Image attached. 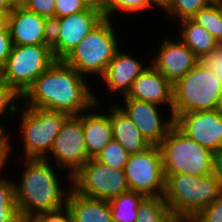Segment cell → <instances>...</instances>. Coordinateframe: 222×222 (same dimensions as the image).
<instances>
[{"mask_svg": "<svg viewBox=\"0 0 222 222\" xmlns=\"http://www.w3.org/2000/svg\"><path fill=\"white\" fill-rule=\"evenodd\" d=\"M9 15L0 14V32L5 31L8 28Z\"/></svg>", "mask_w": 222, "mask_h": 222, "instance_id": "cell-42", "label": "cell"}, {"mask_svg": "<svg viewBox=\"0 0 222 222\" xmlns=\"http://www.w3.org/2000/svg\"><path fill=\"white\" fill-rule=\"evenodd\" d=\"M18 161L25 163V168L19 183L14 182L15 201L24 222L35 214L58 210L66 205L71 185L63 188L49 159H25L20 155Z\"/></svg>", "mask_w": 222, "mask_h": 222, "instance_id": "cell-2", "label": "cell"}, {"mask_svg": "<svg viewBox=\"0 0 222 222\" xmlns=\"http://www.w3.org/2000/svg\"><path fill=\"white\" fill-rule=\"evenodd\" d=\"M220 101H221V109H222V87H221Z\"/></svg>", "mask_w": 222, "mask_h": 222, "instance_id": "cell-46", "label": "cell"}, {"mask_svg": "<svg viewBox=\"0 0 222 222\" xmlns=\"http://www.w3.org/2000/svg\"><path fill=\"white\" fill-rule=\"evenodd\" d=\"M55 61L50 44L13 45L0 78L22 95Z\"/></svg>", "mask_w": 222, "mask_h": 222, "instance_id": "cell-8", "label": "cell"}, {"mask_svg": "<svg viewBox=\"0 0 222 222\" xmlns=\"http://www.w3.org/2000/svg\"><path fill=\"white\" fill-rule=\"evenodd\" d=\"M10 136L7 135L1 142H0V172L4 171L3 169H5L4 167H6V165L8 164L7 160L9 159L8 157H10V151L11 150V139H9ZM9 155V156H8ZM3 178L0 174V179Z\"/></svg>", "mask_w": 222, "mask_h": 222, "instance_id": "cell-37", "label": "cell"}, {"mask_svg": "<svg viewBox=\"0 0 222 222\" xmlns=\"http://www.w3.org/2000/svg\"><path fill=\"white\" fill-rule=\"evenodd\" d=\"M15 181L0 179V222H24L15 201Z\"/></svg>", "mask_w": 222, "mask_h": 222, "instance_id": "cell-25", "label": "cell"}, {"mask_svg": "<svg viewBox=\"0 0 222 222\" xmlns=\"http://www.w3.org/2000/svg\"><path fill=\"white\" fill-rule=\"evenodd\" d=\"M159 45L158 54L152 59L151 65L163 74L172 85L199 62L192 50L180 39L164 38Z\"/></svg>", "mask_w": 222, "mask_h": 222, "instance_id": "cell-16", "label": "cell"}, {"mask_svg": "<svg viewBox=\"0 0 222 222\" xmlns=\"http://www.w3.org/2000/svg\"><path fill=\"white\" fill-rule=\"evenodd\" d=\"M95 106L99 107L100 105L96 103L91 108L92 112L88 110V112L82 113L83 132L89 159H94L113 139L111 107H109L107 114L101 111L95 113V109H97Z\"/></svg>", "mask_w": 222, "mask_h": 222, "instance_id": "cell-19", "label": "cell"}, {"mask_svg": "<svg viewBox=\"0 0 222 222\" xmlns=\"http://www.w3.org/2000/svg\"><path fill=\"white\" fill-rule=\"evenodd\" d=\"M104 19L103 12L89 7L52 20L50 45L55 60H63Z\"/></svg>", "mask_w": 222, "mask_h": 222, "instance_id": "cell-11", "label": "cell"}, {"mask_svg": "<svg viewBox=\"0 0 222 222\" xmlns=\"http://www.w3.org/2000/svg\"><path fill=\"white\" fill-rule=\"evenodd\" d=\"M25 107L21 113L23 158L48 160L53 142L69 114L43 108ZM49 154V155H48Z\"/></svg>", "mask_w": 222, "mask_h": 222, "instance_id": "cell-7", "label": "cell"}, {"mask_svg": "<svg viewBox=\"0 0 222 222\" xmlns=\"http://www.w3.org/2000/svg\"><path fill=\"white\" fill-rule=\"evenodd\" d=\"M150 2L152 7L159 6V8H161V11L164 10L163 12H165L172 4V0H150Z\"/></svg>", "mask_w": 222, "mask_h": 222, "instance_id": "cell-41", "label": "cell"}, {"mask_svg": "<svg viewBox=\"0 0 222 222\" xmlns=\"http://www.w3.org/2000/svg\"><path fill=\"white\" fill-rule=\"evenodd\" d=\"M136 222H178L169 212L163 196L146 197L138 208Z\"/></svg>", "mask_w": 222, "mask_h": 222, "instance_id": "cell-24", "label": "cell"}, {"mask_svg": "<svg viewBox=\"0 0 222 222\" xmlns=\"http://www.w3.org/2000/svg\"><path fill=\"white\" fill-rule=\"evenodd\" d=\"M189 222H222V194Z\"/></svg>", "mask_w": 222, "mask_h": 222, "instance_id": "cell-31", "label": "cell"}, {"mask_svg": "<svg viewBox=\"0 0 222 222\" xmlns=\"http://www.w3.org/2000/svg\"><path fill=\"white\" fill-rule=\"evenodd\" d=\"M118 49L113 59L108 64L101 79L104 80L109 93L116 94L121 92L122 96L126 95L131 89L134 80L146 69L147 65L140 60L135 59L127 52Z\"/></svg>", "mask_w": 222, "mask_h": 222, "instance_id": "cell-18", "label": "cell"}, {"mask_svg": "<svg viewBox=\"0 0 222 222\" xmlns=\"http://www.w3.org/2000/svg\"><path fill=\"white\" fill-rule=\"evenodd\" d=\"M123 99L125 106L118 108L135 123L151 145H159L174 126L172 114L170 113V117L166 119L163 117L164 114L160 113L161 108L157 104L132 98Z\"/></svg>", "mask_w": 222, "mask_h": 222, "instance_id": "cell-14", "label": "cell"}, {"mask_svg": "<svg viewBox=\"0 0 222 222\" xmlns=\"http://www.w3.org/2000/svg\"><path fill=\"white\" fill-rule=\"evenodd\" d=\"M129 155L118 141L112 139L95 159L112 168L124 170Z\"/></svg>", "mask_w": 222, "mask_h": 222, "instance_id": "cell-28", "label": "cell"}, {"mask_svg": "<svg viewBox=\"0 0 222 222\" xmlns=\"http://www.w3.org/2000/svg\"><path fill=\"white\" fill-rule=\"evenodd\" d=\"M111 126L113 139L118 141L129 154L144 152L151 144L142 136L135 123L111 103Z\"/></svg>", "mask_w": 222, "mask_h": 222, "instance_id": "cell-21", "label": "cell"}, {"mask_svg": "<svg viewBox=\"0 0 222 222\" xmlns=\"http://www.w3.org/2000/svg\"><path fill=\"white\" fill-rule=\"evenodd\" d=\"M13 7L12 0H0V14L9 15Z\"/></svg>", "mask_w": 222, "mask_h": 222, "instance_id": "cell-40", "label": "cell"}, {"mask_svg": "<svg viewBox=\"0 0 222 222\" xmlns=\"http://www.w3.org/2000/svg\"><path fill=\"white\" fill-rule=\"evenodd\" d=\"M220 7L221 11H222V0H214Z\"/></svg>", "mask_w": 222, "mask_h": 222, "instance_id": "cell-45", "label": "cell"}, {"mask_svg": "<svg viewBox=\"0 0 222 222\" xmlns=\"http://www.w3.org/2000/svg\"><path fill=\"white\" fill-rule=\"evenodd\" d=\"M19 102H21V95L0 78V118L2 116L5 118L7 117L6 115L14 118L17 115L16 113H19L18 111L24 108L23 105L18 104Z\"/></svg>", "mask_w": 222, "mask_h": 222, "instance_id": "cell-29", "label": "cell"}, {"mask_svg": "<svg viewBox=\"0 0 222 222\" xmlns=\"http://www.w3.org/2000/svg\"><path fill=\"white\" fill-rule=\"evenodd\" d=\"M8 29L13 45L50 44L51 21L44 16L14 6L8 17Z\"/></svg>", "mask_w": 222, "mask_h": 222, "instance_id": "cell-15", "label": "cell"}, {"mask_svg": "<svg viewBox=\"0 0 222 222\" xmlns=\"http://www.w3.org/2000/svg\"><path fill=\"white\" fill-rule=\"evenodd\" d=\"M72 182V183H71ZM71 187L90 198L110 200L129 191L125 171L89 159L72 177Z\"/></svg>", "mask_w": 222, "mask_h": 222, "instance_id": "cell-9", "label": "cell"}, {"mask_svg": "<svg viewBox=\"0 0 222 222\" xmlns=\"http://www.w3.org/2000/svg\"><path fill=\"white\" fill-rule=\"evenodd\" d=\"M54 163L59 171H67V177H71L89 160L84 138L82 113L78 116H70L56 136L50 150ZM61 169V170H60Z\"/></svg>", "mask_w": 222, "mask_h": 222, "instance_id": "cell-12", "label": "cell"}, {"mask_svg": "<svg viewBox=\"0 0 222 222\" xmlns=\"http://www.w3.org/2000/svg\"><path fill=\"white\" fill-rule=\"evenodd\" d=\"M214 0H172V4L165 11V17L176 21L192 18L201 9L207 7ZM168 14V15H167ZM170 15V16H169Z\"/></svg>", "mask_w": 222, "mask_h": 222, "instance_id": "cell-27", "label": "cell"}, {"mask_svg": "<svg viewBox=\"0 0 222 222\" xmlns=\"http://www.w3.org/2000/svg\"><path fill=\"white\" fill-rule=\"evenodd\" d=\"M192 19L222 43V11L215 1L197 12Z\"/></svg>", "mask_w": 222, "mask_h": 222, "instance_id": "cell-26", "label": "cell"}, {"mask_svg": "<svg viewBox=\"0 0 222 222\" xmlns=\"http://www.w3.org/2000/svg\"><path fill=\"white\" fill-rule=\"evenodd\" d=\"M199 62L207 69L211 70L222 81V49L204 55Z\"/></svg>", "mask_w": 222, "mask_h": 222, "instance_id": "cell-35", "label": "cell"}, {"mask_svg": "<svg viewBox=\"0 0 222 222\" xmlns=\"http://www.w3.org/2000/svg\"><path fill=\"white\" fill-rule=\"evenodd\" d=\"M212 173L222 185V147L213 153Z\"/></svg>", "mask_w": 222, "mask_h": 222, "instance_id": "cell-38", "label": "cell"}, {"mask_svg": "<svg viewBox=\"0 0 222 222\" xmlns=\"http://www.w3.org/2000/svg\"><path fill=\"white\" fill-rule=\"evenodd\" d=\"M177 22L181 24L179 39L192 50L198 59L218 49L219 42L192 18Z\"/></svg>", "mask_w": 222, "mask_h": 222, "instance_id": "cell-22", "label": "cell"}, {"mask_svg": "<svg viewBox=\"0 0 222 222\" xmlns=\"http://www.w3.org/2000/svg\"><path fill=\"white\" fill-rule=\"evenodd\" d=\"M124 171L131 191L146 197L163 196L165 175L159 145H151L144 152L130 154Z\"/></svg>", "mask_w": 222, "mask_h": 222, "instance_id": "cell-10", "label": "cell"}, {"mask_svg": "<svg viewBox=\"0 0 222 222\" xmlns=\"http://www.w3.org/2000/svg\"><path fill=\"white\" fill-rule=\"evenodd\" d=\"M112 21L113 17L105 18L63 61L85 77L97 74L100 78L120 48Z\"/></svg>", "mask_w": 222, "mask_h": 222, "instance_id": "cell-5", "label": "cell"}, {"mask_svg": "<svg viewBox=\"0 0 222 222\" xmlns=\"http://www.w3.org/2000/svg\"><path fill=\"white\" fill-rule=\"evenodd\" d=\"M88 8L83 0H56L55 19L85 11Z\"/></svg>", "mask_w": 222, "mask_h": 222, "instance_id": "cell-34", "label": "cell"}, {"mask_svg": "<svg viewBox=\"0 0 222 222\" xmlns=\"http://www.w3.org/2000/svg\"><path fill=\"white\" fill-rule=\"evenodd\" d=\"M86 79L63 60H56L21 95V103L78 116L100 104Z\"/></svg>", "mask_w": 222, "mask_h": 222, "instance_id": "cell-1", "label": "cell"}, {"mask_svg": "<svg viewBox=\"0 0 222 222\" xmlns=\"http://www.w3.org/2000/svg\"><path fill=\"white\" fill-rule=\"evenodd\" d=\"M83 1L88 7L97 9L101 12L104 11L106 6V0H83Z\"/></svg>", "mask_w": 222, "mask_h": 222, "instance_id": "cell-39", "label": "cell"}, {"mask_svg": "<svg viewBox=\"0 0 222 222\" xmlns=\"http://www.w3.org/2000/svg\"><path fill=\"white\" fill-rule=\"evenodd\" d=\"M163 198L178 222H189L222 194V185L212 174L203 176L164 174Z\"/></svg>", "mask_w": 222, "mask_h": 222, "instance_id": "cell-3", "label": "cell"}, {"mask_svg": "<svg viewBox=\"0 0 222 222\" xmlns=\"http://www.w3.org/2000/svg\"><path fill=\"white\" fill-rule=\"evenodd\" d=\"M66 207L72 222H113L109 200L90 198L70 188Z\"/></svg>", "mask_w": 222, "mask_h": 222, "instance_id": "cell-20", "label": "cell"}, {"mask_svg": "<svg viewBox=\"0 0 222 222\" xmlns=\"http://www.w3.org/2000/svg\"><path fill=\"white\" fill-rule=\"evenodd\" d=\"M5 131L4 127L0 125V142L8 135Z\"/></svg>", "mask_w": 222, "mask_h": 222, "instance_id": "cell-43", "label": "cell"}, {"mask_svg": "<svg viewBox=\"0 0 222 222\" xmlns=\"http://www.w3.org/2000/svg\"><path fill=\"white\" fill-rule=\"evenodd\" d=\"M148 8H152L150 0H106L103 15L105 18L112 19V15L118 12L134 14Z\"/></svg>", "mask_w": 222, "mask_h": 222, "instance_id": "cell-30", "label": "cell"}, {"mask_svg": "<svg viewBox=\"0 0 222 222\" xmlns=\"http://www.w3.org/2000/svg\"><path fill=\"white\" fill-rule=\"evenodd\" d=\"M222 81L200 62L173 85L172 116L221 108Z\"/></svg>", "mask_w": 222, "mask_h": 222, "instance_id": "cell-4", "label": "cell"}, {"mask_svg": "<svg viewBox=\"0 0 222 222\" xmlns=\"http://www.w3.org/2000/svg\"><path fill=\"white\" fill-rule=\"evenodd\" d=\"M27 0H12L14 6H22Z\"/></svg>", "mask_w": 222, "mask_h": 222, "instance_id": "cell-44", "label": "cell"}, {"mask_svg": "<svg viewBox=\"0 0 222 222\" xmlns=\"http://www.w3.org/2000/svg\"><path fill=\"white\" fill-rule=\"evenodd\" d=\"M174 126L211 152L222 147V109L187 112L174 118Z\"/></svg>", "mask_w": 222, "mask_h": 222, "instance_id": "cell-13", "label": "cell"}, {"mask_svg": "<svg viewBox=\"0 0 222 222\" xmlns=\"http://www.w3.org/2000/svg\"><path fill=\"white\" fill-rule=\"evenodd\" d=\"M164 174H212L213 152L186 137L175 126L159 144Z\"/></svg>", "mask_w": 222, "mask_h": 222, "instance_id": "cell-6", "label": "cell"}, {"mask_svg": "<svg viewBox=\"0 0 222 222\" xmlns=\"http://www.w3.org/2000/svg\"><path fill=\"white\" fill-rule=\"evenodd\" d=\"M22 6L31 12L46 17L50 21L55 19L56 0H27Z\"/></svg>", "mask_w": 222, "mask_h": 222, "instance_id": "cell-32", "label": "cell"}, {"mask_svg": "<svg viewBox=\"0 0 222 222\" xmlns=\"http://www.w3.org/2000/svg\"><path fill=\"white\" fill-rule=\"evenodd\" d=\"M12 39L10 31L7 28L5 31L0 32V72L4 69L7 59L12 49Z\"/></svg>", "mask_w": 222, "mask_h": 222, "instance_id": "cell-36", "label": "cell"}, {"mask_svg": "<svg viewBox=\"0 0 222 222\" xmlns=\"http://www.w3.org/2000/svg\"><path fill=\"white\" fill-rule=\"evenodd\" d=\"M145 195L127 191L109 200L113 222H136L138 208Z\"/></svg>", "mask_w": 222, "mask_h": 222, "instance_id": "cell-23", "label": "cell"}, {"mask_svg": "<svg viewBox=\"0 0 222 222\" xmlns=\"http://www.w3.org/2000/svg\"><path fill=\"white\" fill-rule=\"evenodd\" d=\"M25 222H72V219L70 212L65 205L58 210L35 214Z\"/></svg>", "mask_w": 222, "mask_h": 222, "instance_id": "cell-33", "label": "cell"}, {"mask_svg": "<svg viewBox=\"0 0 222 222\" xmlns=\"http://www.w3.org/2000/svg\"><path fill=\"white\" fill-rule=\"evenodd\" d=\"M147 65L146 69L134 80L131 89L123 98L151 102L160 107L167 104L169 111L172 112L173 85L151 63Z\"/></svg>", "mask_w": 222, "mask_h": 222, "instance_id": "cell-17", "label": "cell"}]
</instances>
